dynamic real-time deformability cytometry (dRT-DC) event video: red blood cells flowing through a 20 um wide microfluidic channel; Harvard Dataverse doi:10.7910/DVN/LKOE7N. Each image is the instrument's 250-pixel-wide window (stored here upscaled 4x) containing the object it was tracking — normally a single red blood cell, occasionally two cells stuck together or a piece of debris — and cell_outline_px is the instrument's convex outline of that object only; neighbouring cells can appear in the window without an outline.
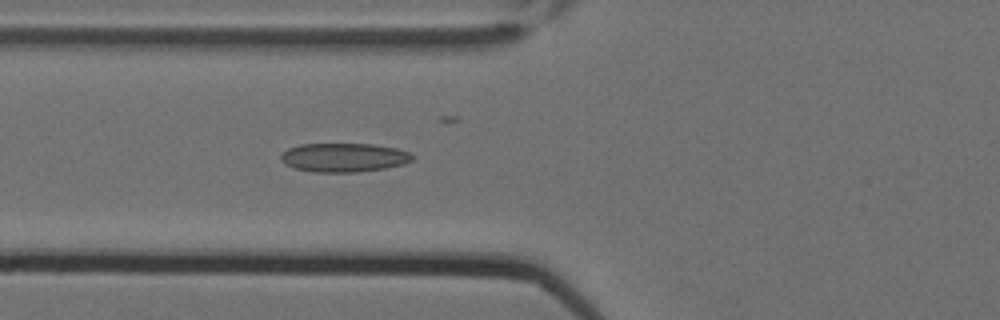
{"species": "Egyptian fruit bat (a non-hibernating species)", "species_latin": "Rousettus aegyptiacus", "temperature_condition": "cold", "stored_images_in_passage": 6, "camera_frame_rate_fps": 3000, "um_per_image_px": 0.085, "animal": {"sex": "female"}, "frame": {"image": 1, "passage_image": 6, "time_ms": 1.667, "image_size_px": [1000, 320], "cell_outline_px": [[416, 156], [412, 160], [404, 164], [384, 168], [360, 172], [312, 172], [292, 168], [284, 164], [280, 160], [280, 156], [288, 148], [300, 144], [372, 144], [396, 148], [412, 152]], "centroid_in_image_um": [29.24, 13.39], "position_along_channel_um": 96.6, "area_um2": 22.43}}